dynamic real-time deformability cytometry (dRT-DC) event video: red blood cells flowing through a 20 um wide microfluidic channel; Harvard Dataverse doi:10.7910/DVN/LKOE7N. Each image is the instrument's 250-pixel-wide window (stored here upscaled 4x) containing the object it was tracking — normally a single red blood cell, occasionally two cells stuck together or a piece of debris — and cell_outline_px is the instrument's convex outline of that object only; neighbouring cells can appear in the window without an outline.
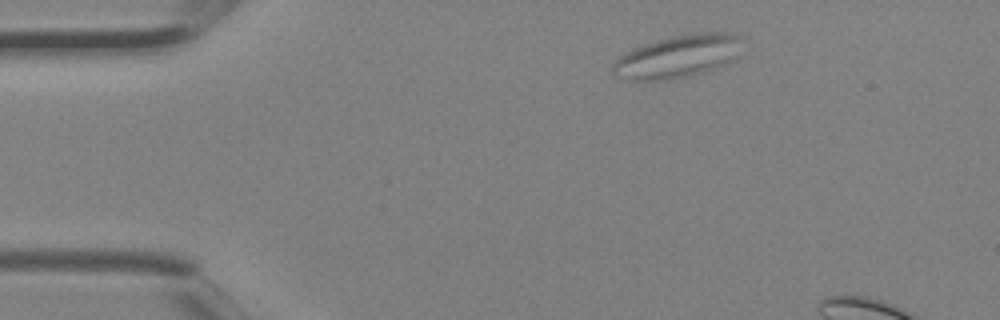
{"species": "Egyptian fruit bat (a non-hibernating species)", "species_latin": "Rousettus aegyptiacus", "temperature_condition": "room temperature", "stored_images_in_passage": 2, "camera_frame_rate_fps": 3000, "um_per_image_px": 0.085, "animal": {"sex": "female"}, "frame": {"image": 1, "passage_image": 1, "time_ms": 0.0, "image_size_px": [1000, 320], "cell_outline_px": [[740, 36], [736, 60], [728, 64], [688, 76], [668, 80], [632, 80], [612, 72], [612, 64], [624, 52], [644, 44], [656, 40], [676, 36], [700, 32], [740, 32]], "centroid_in_image_um": [57.65, 4.78], "position_along_channel_um": 27.3, "area_um2": 32.02}}